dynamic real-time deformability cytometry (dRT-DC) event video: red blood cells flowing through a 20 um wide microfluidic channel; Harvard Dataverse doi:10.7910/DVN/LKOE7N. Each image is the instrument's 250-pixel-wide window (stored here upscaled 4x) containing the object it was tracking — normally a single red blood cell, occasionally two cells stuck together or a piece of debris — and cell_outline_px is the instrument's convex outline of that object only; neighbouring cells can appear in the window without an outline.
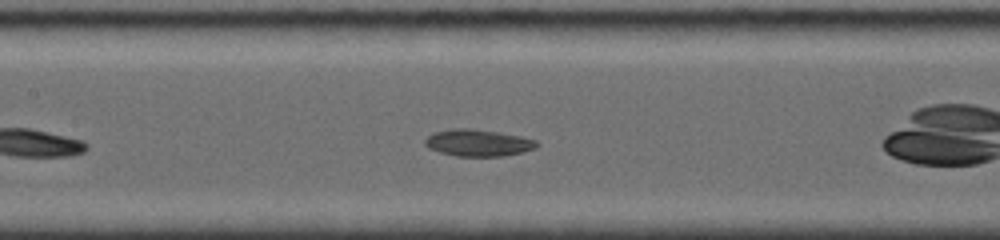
{"species": "common noctule bat (a hibernating species)", "species_latin": "Nyctalus noctula", "temperature_condition": "room temperature", "stored_images_in_passage": 33, "camera_frame_rate_fps": 4000, "um_per_image_px": 0.085, "animal": {"sex": "female", "body_mass_g": 19.0, "forearm_length_mm": 56.7}, "frame": {"image": 1, "passage_image": 15, "time_ms": 6.25, "image_size_px": [1000, 240], "cell_outline_px": [[540, 144], [536, 148], [524, 152], [504, 156], [456, 156], [440, 152], [428, 148], [424, 144], [424, 140], [428, 136], [436, 132], [452, 128], [472, 128], [520, 136], [536, 140]], "centroid_in_image_um": [40.65, 12.14], "position_along_channel_um": 166.7, "area_um2": 17.51}}
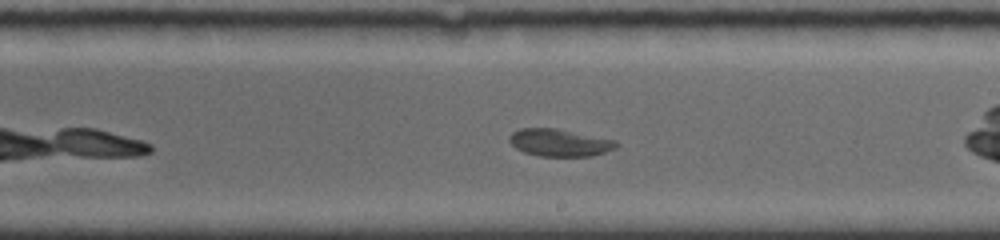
{"frame": {"image": 2, "passage_image": 19, "time_ms": 8.25, "image_size_px": [1000, 240], "cell_outline_px": [[620, 144], [616, 148], [592, 156], [540, 156], [524, 152], [516, 148], [508, 140], [508, 136], [512, 132], [520, 128], [556, 128], [616, 140]], "centroid_in_image_um": [47.56, 12.12], "position_along_channel_um": 241.4, "area_um2": 17.11}}
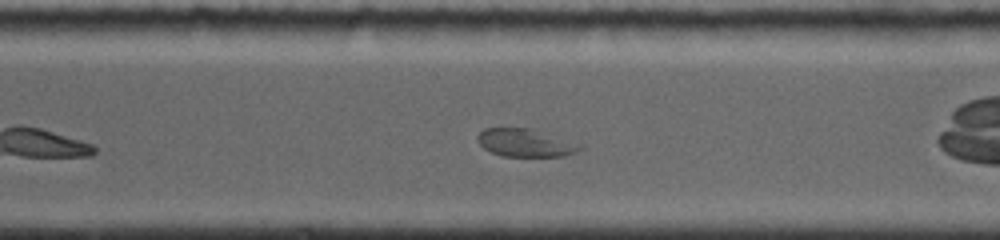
{"frame": {"image": 3, "passage_image": 24, "time_ms": 10.5, "image_size_px": [1000, 240], "cell_outline_px": [[584, 148], [576, 152], [564, 156], [500, 156], [484, 148], [476, 140], [476, 136], [484, 128], [528, 128], [584, 144]], "centroid_in_image_um": [44.68, 12.14], "position_along_channel_um": 325.9, "area_um2": 16.7}}